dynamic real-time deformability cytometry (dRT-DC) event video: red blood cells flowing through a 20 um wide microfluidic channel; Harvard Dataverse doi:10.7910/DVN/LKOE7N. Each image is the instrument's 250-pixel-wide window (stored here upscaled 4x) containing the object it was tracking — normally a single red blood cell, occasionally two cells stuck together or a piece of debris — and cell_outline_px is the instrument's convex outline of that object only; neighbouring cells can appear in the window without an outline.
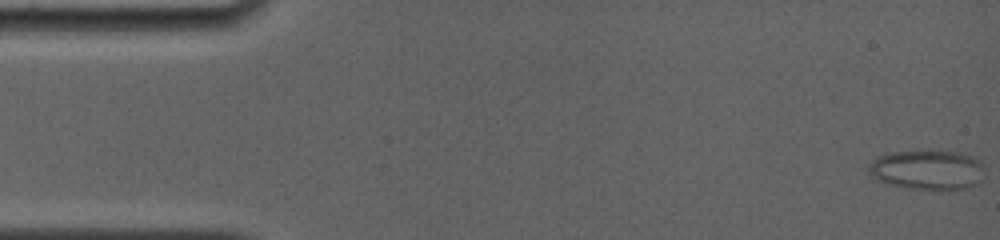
{"species": "common noctule bat (a hibernating species)", "species_latin": "Nyctalus noctula", "temperature_condition": "room temperature", "stored_images_in_passage": 40, "camera_frame_rate_fps": 4000, "um_per_image_px": 0.085, "animal": {"sex": "female", "body_mass_g": 19.0, "forearm_length_mm": 56.7}, "frame": {"image": 1, "passage_image": 1, "time_ms": 0.0, "image_size_px": [1000, 240], "cell_outline_px": [[980, 184], [964, 188], [940, 192], [908, 188], [888, 184], [872, 176], [868, 172], [868, 164], [872, 160], [888, 152], [956, 152], [972, 156], [980, 164]], "centroid_in_image_um": [78.78, 14.48], "position_along_channel_um": 6.2, "area_um2": 26.65}}
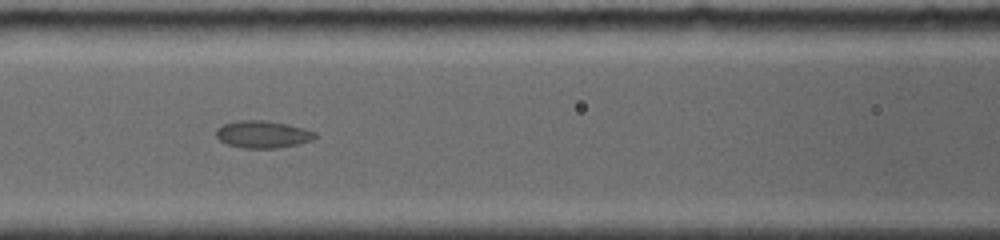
{"frame": {"image": 2, "passage_image": 18, "time_ms": 7.0, "image_size_px": [1000, 240], "cell_outline_px": [[316, 136], [312, 140], [280, 148], [244, 148], [228, 144], [220, 140], [216, 136], [216, 128], [224, 124], [240, 120], [264, 120], [288, 124], [316, 132]], "centroid_in_image_um": [22.32, 11.41], "position_along_channel_um": 144.3, "area_um2": 15.61}}
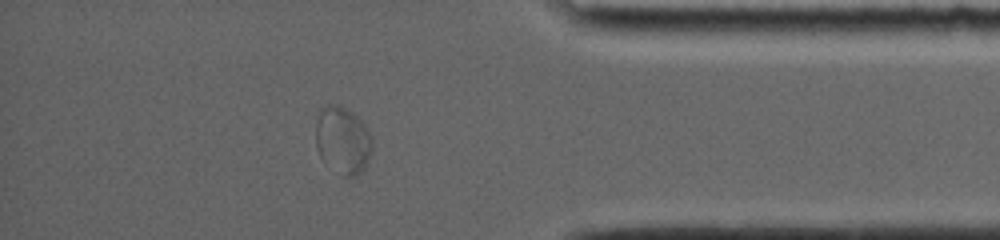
{"frame": {"image": 3, "passage_image": 35, "time_ms": 14.25, "image_size_px": [1000, 240], "cell_outline_px": [[372, 148], [368, 160], [360, 172], [356, 176], [344, 176], [324, 164], [316, 148], [316, 120], [320, 108], [328, 104], [340, 104], [352, 112], [364, 124], [372, 136]], "centroid_in_image_um": [29.11, 11.9], "position_along_channel_um": 406.1, "area_um2": 22.37}}